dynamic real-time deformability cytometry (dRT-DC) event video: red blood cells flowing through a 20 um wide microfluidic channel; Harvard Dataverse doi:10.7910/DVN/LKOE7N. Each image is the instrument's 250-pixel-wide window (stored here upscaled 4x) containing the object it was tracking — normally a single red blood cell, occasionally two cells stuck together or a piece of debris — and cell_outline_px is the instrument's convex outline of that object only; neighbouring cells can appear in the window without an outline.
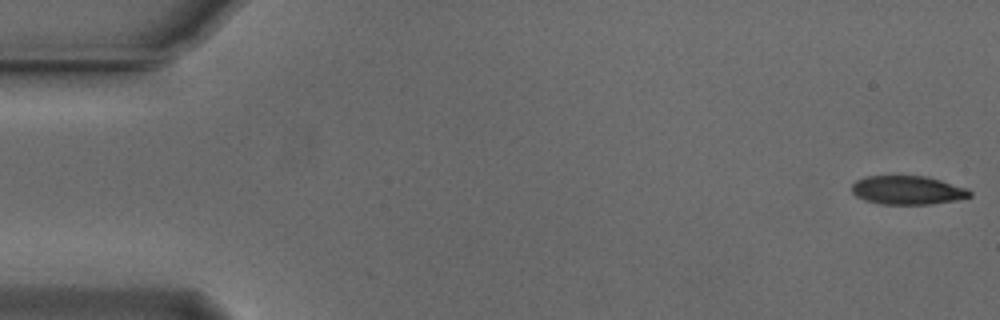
{"species": "Egyptian fruit bat (a non-hibernating species)", "species_latin": "Rousettus aegyptiacus", "temperature_condition": "cold", "stored_images_in_passage": 51, "camera_frame_rate_fps": 3000, "um_per_image_px": 0.085, "animal": {"sex": "male"}, "frame": {"image": 1, "passage_image": 1, "time_ms": 0.0, "image_size_px": [1000, 320], "cell_outline_px": [[972, 196], [956, 200], [932, 204], [880, 204], [864, 200], [856, 196], [852, 192], [852, 184], [856, 180], [864, 176], [928, 176], [968, 188], [972, 192]], "centroid_in_image_um": [77.16, 16.16], "position_along_channel_um": 7.8, "area_um2": 19.94}}
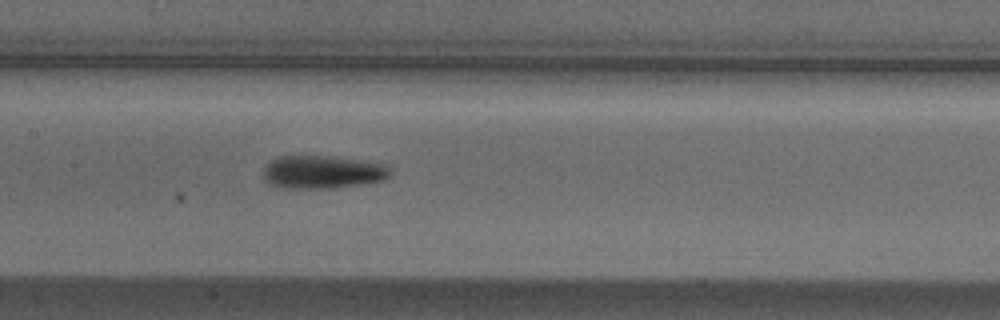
{"frame": {"image": 2, "passage_image": 26, "time_ms": 8.333, "image_size_px": [1000, 320], "cell_outline_px": [[392, 172], [384, 180], [360, 184], [332, 188], [288, 188], [272, 184], [264, 180], [264, 164], [268, 160], [280, 156], [332, 156], [364, 160], [388, 164]], "centroid_in_image_um": [27.43, 14.6], "position_along_channel_um": 180.0, "area_um2": 24.68}}
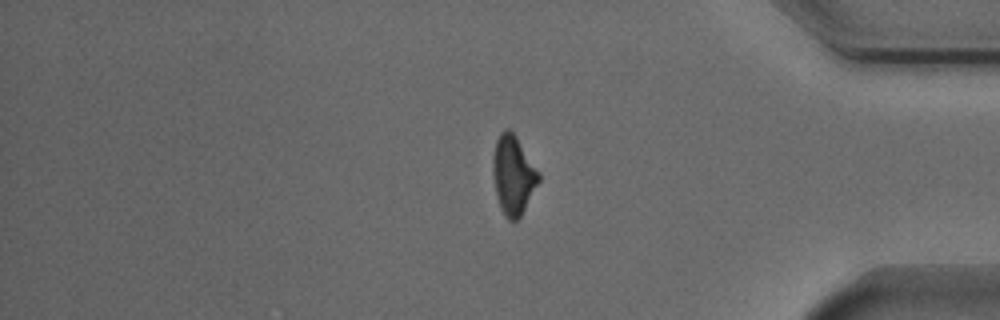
{"frame": {"image": 3, "passage_image": 45, "time_ms": 14.667, "image_size_px": [1000, 320], "cell_outline_px": [[540, 180], [520, 216], [516, 220], [508, 220], [504, 216], [500, 208], [496, 196], [492, 172], [492, 160], [496, 140], [500, 132], [504, 128], [508, 128], [516, 136], [540, 172]], "centroid_in_image_um": [43.6, 14.86], "position_along_channel_um": 391.6, "area_um2": 21.15}, "authors_computed_cell_mechanics": {"area_um2": 21.9062, "velocity_mm_per_s": 3.7552, "shape_relaxation_time_tau1_ms": 3.8589, "shape_relaxation_time_tau2_ms": null, "deformation_change_tau1": 0.1292, "deformation_change_tau2": null}}